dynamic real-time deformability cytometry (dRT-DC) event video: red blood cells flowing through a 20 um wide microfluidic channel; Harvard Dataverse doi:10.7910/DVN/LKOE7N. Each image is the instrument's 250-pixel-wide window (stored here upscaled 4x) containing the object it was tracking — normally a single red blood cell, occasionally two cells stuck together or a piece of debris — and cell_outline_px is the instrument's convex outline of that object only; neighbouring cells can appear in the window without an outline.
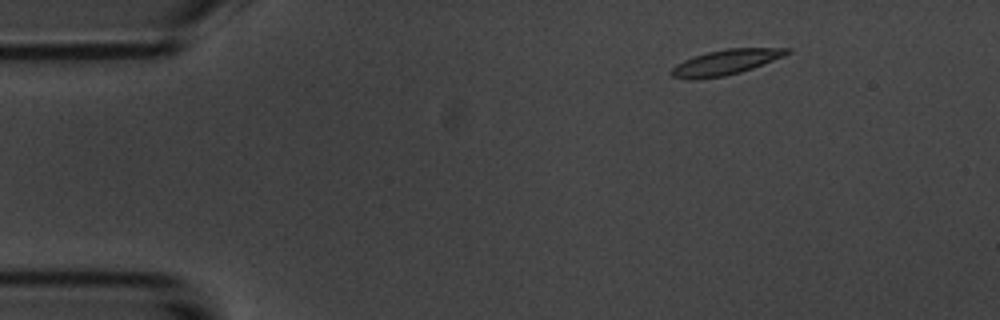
{"species": "common noctule bat (a hibernating species)", "species_latin": "Nyctalus noctula", "temperature_condition": "room temperature", "stored_images_in_passage": 7, "camera_frame_rate_fps": 3000, "um_per_image_px": 0.085, "animal": {"sex": "male", "body_mass_g": 20.1, "forearm_length_mm": 53.5}, "frame": {"image": 1, "passage_image": 2, "time_ms": 1.333, "image_size_px": [1000, 320], "cell_outline_px": [[792, 52], [784, 56], [752, 68], [740, 72], [724, 76], [692, 80], [688, 80], [672, 76], [668, 72], [676, 64], [684, 60], [708, 52], [728, 48], [792, 48]], "centroid_in_image_um": [61.67, 5.3], "position_along_channel_um": 23.3, "area_um2": 16.94}}
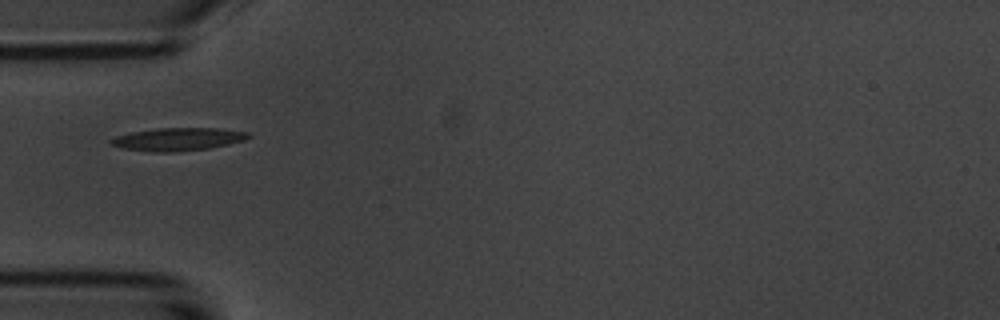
{"frame": {"image": 2, "passage_image": 5, "time_ms": 4.667, "image_size_px": [1000, 320], "cell_outline_px": [[252, 136], [244, 140], [228, 144], [208, 148], [176, 152], [152, 152], [124, 148], [112, 144], [108, 140], [116, 136], [132, 132], [156, 128], [220, 128], [248, 132]], "centroid_in_image_um": [15.14, 11.83], "position_along_channel_um": 69.9, "area_um2": 18.26}}
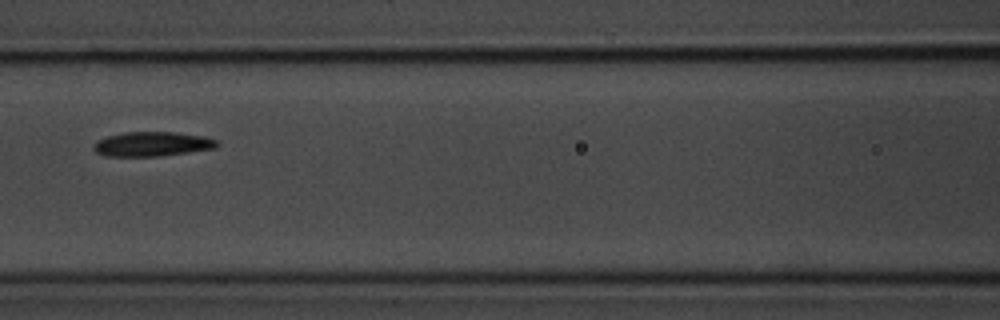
{"frame": {"image": 3, "passage_image": 7, "time_ms": 7.0, "image_size_px": [1000, 320], "cell_outline_px": [[220, 144], [216, 148], [160, 156], [104, 156], [96, 152], [92, 148], [96, 140], [108, 136], [124, 132], [176, 132], [204, 136], [216, 140]], "centroid_in_image_um": [12.93, 12.24], "position_along_channel_um": 153.7, "area_um2": 17.69}}